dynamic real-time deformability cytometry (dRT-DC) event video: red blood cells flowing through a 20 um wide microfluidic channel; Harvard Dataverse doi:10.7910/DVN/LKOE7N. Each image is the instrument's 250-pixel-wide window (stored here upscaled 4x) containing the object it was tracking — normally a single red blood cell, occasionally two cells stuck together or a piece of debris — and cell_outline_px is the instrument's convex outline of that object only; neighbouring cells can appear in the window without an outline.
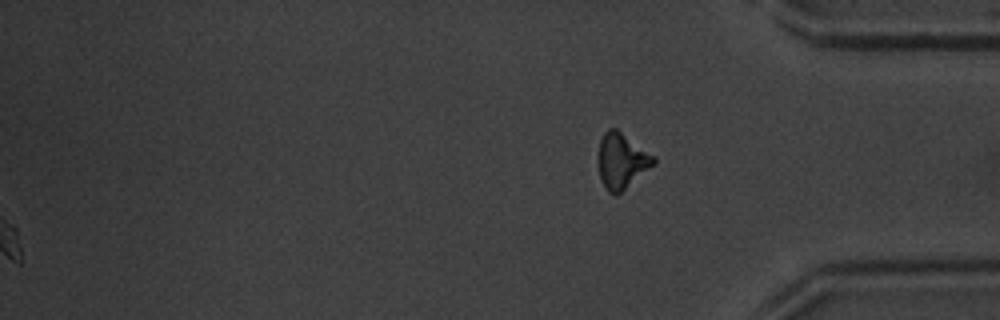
{"species": "common noctule bat (a hibernating species)", "species_latin": "Nyctalus noctula", "temperature_condition": "warm", "stored_images_in_passage": 49, "segment_of_instrument_passage": [2, 2], "camera_frame_rate_fps": 3000, "um_per_image_px": 0.085, "animal": {"sex": "male", "body_mass_g": 20.1, "forearm_length_mm": 53.5}, "frame": {"image": 1, "passage_image": 49, "time_ms": 16.0, "image_size_px": [1000, 320], "cell_outline_px": [[656, 164], [616, 196], [608, 192], [600, 180], [600, 140], [604, 132], [608, 128], [616, 128], [656, 156]], "centroid_in_image_um": [52.89, 13.68], "position_along_channel_um": 382.3, "area_um2": 17.86}}